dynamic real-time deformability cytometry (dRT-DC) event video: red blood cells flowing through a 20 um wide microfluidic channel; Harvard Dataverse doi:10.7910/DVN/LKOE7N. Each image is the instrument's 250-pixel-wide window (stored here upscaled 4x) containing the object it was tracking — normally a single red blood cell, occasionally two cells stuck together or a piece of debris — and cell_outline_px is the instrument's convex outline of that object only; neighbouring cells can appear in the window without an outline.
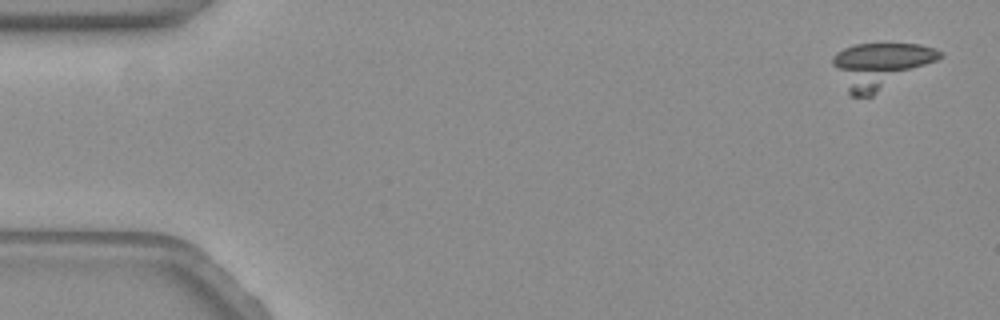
{"species": "common noctule bat (a hibernating species)", "species_latin": "Nyctalus noctula", "temperature_condition": "warm", "stored_images_in_passage": 59, "camera_frame_rate_fps": 3000, "um_per_image_px": 0.085, "animal": {"sex": "female", "body_mass_g": 19.3, "forearm_length_mm": 54.1}, "frame": {"image": 1, "passage_image": 1, "time_ms": 0.0, "image_size_px": [1000, 320], "cell_outline_px": [[944, 56], [872, 96], [852, 96], [848, 92], [832, 64], [832, 56], [836, 52], [844, 48], [856, 44], [920, 44], [936, 48]], "centroid_in_image_um": [74.81, 5.55], "position_along_channel_um": 10.2, "area_um2": 28.03}}
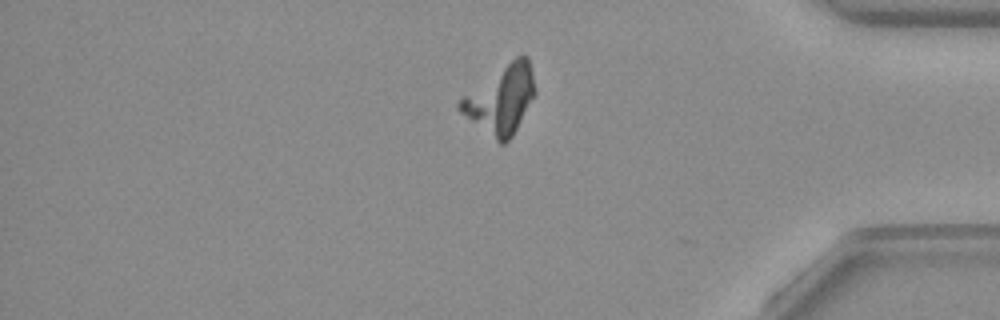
{"frame": {"image": 2, "passage_image": 49, "time_ms": 16.0, "image_size_px": [1000, 320], "cell_outline_px": [[536, 92], [512, 136], [504, 144], [500, 144], [460, 112], [456, 108], [456, 104], [464, 96], [516, 56], [524, 52], [528, 56], [532, 72]], "centroid_in_image_um": [42.59, 8.45], "position_along_channel_um": 392.6, "area_um2": 28.96}}
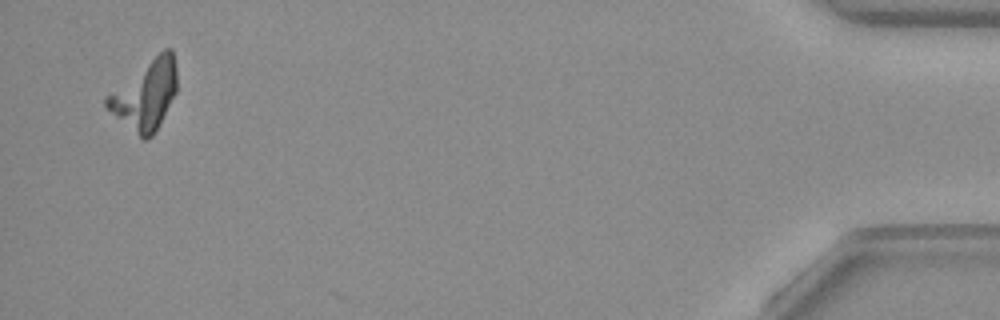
{"frame": {"image": 3, "passage_image": 57, "time_ms": 18.667, "image_size_px": [1000, 320], "cell_outline_px": [[176, 92], [152, 136], [148, 140], [144, 140], [104, 108], [104, 96], [164, 48], [172, 48], [176, 68]], "centroid_in_image_um": [12.32, 8.06], "position_along_channel_um": 422.9, "area_um2": 27.98}}